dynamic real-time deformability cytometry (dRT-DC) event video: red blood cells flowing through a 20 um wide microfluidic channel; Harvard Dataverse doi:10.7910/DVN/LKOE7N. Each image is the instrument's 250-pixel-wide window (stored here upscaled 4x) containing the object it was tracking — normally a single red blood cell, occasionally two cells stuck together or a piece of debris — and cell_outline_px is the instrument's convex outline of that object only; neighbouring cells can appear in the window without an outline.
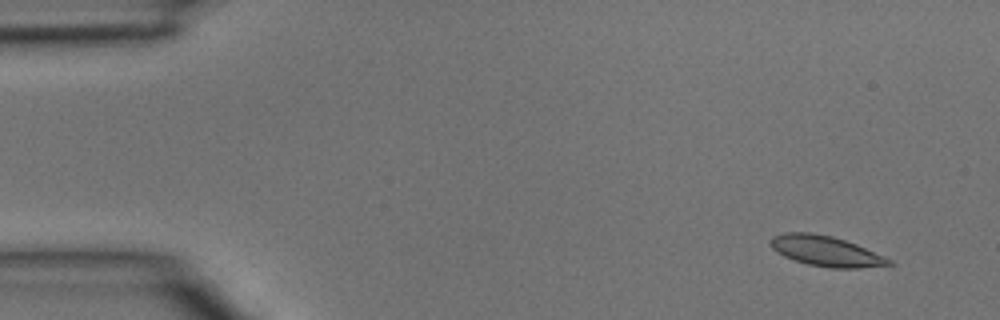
{"species": "common noctule bat (a hibernating species)", "species_latin": "Nyctalus noctula", "temperature_condition": "room temperature", "stored_images_in_passage": 5, "camera_frame_rate_fps": 3000, "um_per_image_px": 0.085, "animal": {"sex": "male", "body_mass_g": 15.6}, "frame": {"image": 1, "passage_image": 1, "time_ms": 0.0, "image_size_px": [1000, 320], "cell_outline_px": [[896, 264], [860, 268], [828, 268], [808, 264], [784, 256], [776, 252], [772, 248], [772, 236], [784, 232], [812, 232], [832, 236], [856, 244], [892, 260]], "centroid_in_image_um": [70.21, 21.34], "position_along_channel_um": 14.8, "area_um2": 20.81}}
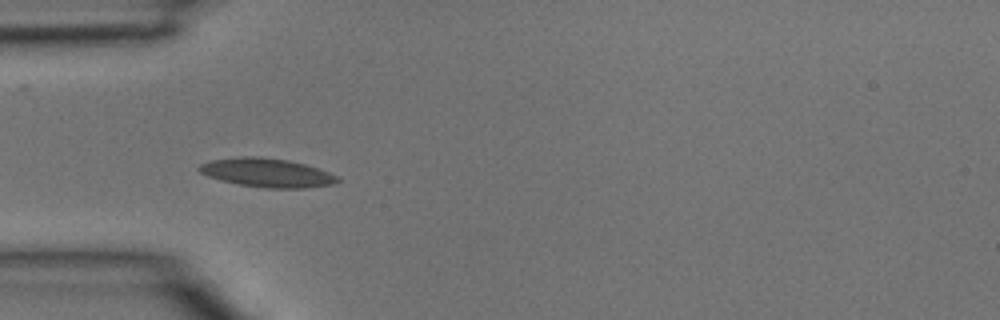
{"frame": {"image": 2, "passage_image": 4, "time_ms": 1.0, "image_size_px": [1000, 320], "cell_outline_px": [[340, 180], [332, 184], [304, 188], [264, 188], [240, 184], [220, 180], [208, 176], [200, 172], [196, 168], [200, 164], [212, 160], [240, 156], [256, 156], [288, 160], [304, 164], [328, 172], [336, 176]], "centroid_in_image_um": [22.65, 14.68], "position_along_channel_um": 62.4, "area_um2": 23.0}}